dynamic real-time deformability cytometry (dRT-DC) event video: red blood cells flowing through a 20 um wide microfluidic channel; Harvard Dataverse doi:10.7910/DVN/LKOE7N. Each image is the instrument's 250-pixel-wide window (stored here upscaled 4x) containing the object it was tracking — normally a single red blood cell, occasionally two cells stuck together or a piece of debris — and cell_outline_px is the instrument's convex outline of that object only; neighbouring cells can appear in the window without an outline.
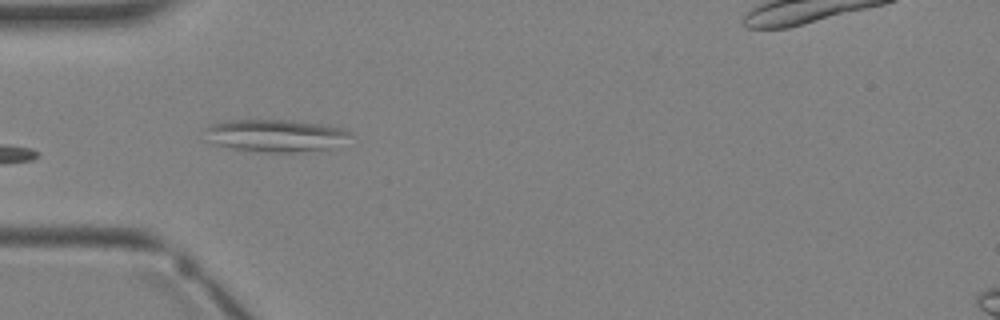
{"species": "Egyptian fruit bat (a non-hibernating species)", "species_latin": "Rousettus aegyptiacus", "temperature_condition": "warm", "stored_images_in_passage": 4, "camera_frame_rate_fps": 3000, "um_per_image_px": 0.085, "animal": {"sex": "female"}, "frame": {"image": 1, "passage_image": 4, "time_ms": 3.333, "image_size_px": [1000, 320], "cell_outline_px": [[356, 136], [328, 148], [296, 152], [272, 152], [232, 148], [216, 144], [208, 140], [204, 128], [208, 124], [228, 120], [292, 120], [328, 124], [344, 128], [352, 132]], "centroid_in_image_um": [23.47, 11.49], "position_along_channel_um": 61.5, "area_um2": 27.63}}